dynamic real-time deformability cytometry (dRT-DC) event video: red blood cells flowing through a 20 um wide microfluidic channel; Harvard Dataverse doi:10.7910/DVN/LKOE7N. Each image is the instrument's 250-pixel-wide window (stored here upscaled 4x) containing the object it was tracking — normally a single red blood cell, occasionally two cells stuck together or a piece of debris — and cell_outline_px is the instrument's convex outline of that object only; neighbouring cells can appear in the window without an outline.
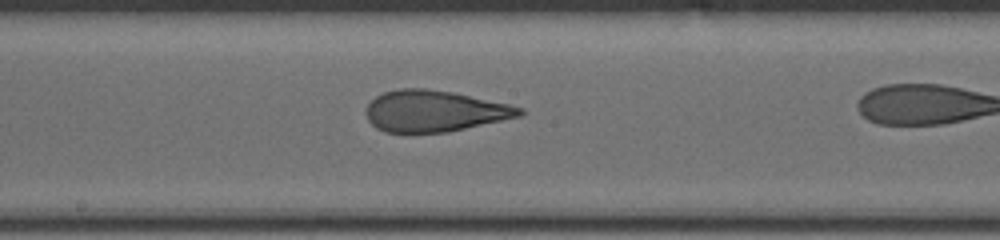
{"species": "human", "species_latin": "Homo sapiens", "temperature_condition": "cold", "stored_images_in_passage": 32, "camera_frame_rate_fps": 3000, "um_per_image_px": 0.085, "donor": {"sex": "male"}, "frame": {"image": 1, "passage_image": 19, "time_ms": 6.667, "image_size_px": [1000, 240], "cell_outline_px": [[524, 112], [520, 116], [448, 132], [384, 132], [376, 128], [368, 120], [364, 112], [368, 104], [376, 96], [384, 92], [400, 88], [424, 88], [452, 92], [508, 104], [524, 108]], "centroid_in_image_um": [36.89, 9.44], "position_along_channel_um": 211.3, "area_um2": 36.76}}